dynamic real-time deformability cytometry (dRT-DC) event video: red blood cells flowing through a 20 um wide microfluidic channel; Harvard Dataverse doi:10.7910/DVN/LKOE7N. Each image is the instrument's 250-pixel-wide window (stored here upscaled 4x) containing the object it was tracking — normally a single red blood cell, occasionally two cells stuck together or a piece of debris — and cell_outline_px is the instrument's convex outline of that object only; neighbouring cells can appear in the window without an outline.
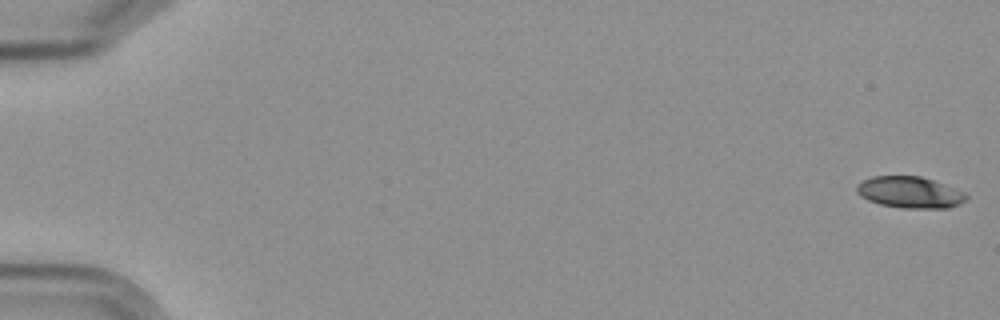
{"species": "Egyptian fruit bat (a non-hibernating species)", "species_latin": "Rousettus aegyptiacus", "temperature_condition": "cold", "stored_images_in_passage": 5, "camera_frame_rate_fps": 3000, "um_per_image_px": 0.085, "frame": {"image": 1, "passage_image": 1, "time_ms": 0.0, "image_size_px": [1000, 320], "cell_outline_px": [[968, 196], [960, 204], [948, 208], [900, 208], [880, 204], [868, 200], [860, 196], [856, 192], [856, 184], [872, 176], [920, 176], [944, 184], [964, 192]], "centroid_in_image_um": [77.3, 16.35], "position_along_channel_um": 7.7, "area_um2": 20.06}}